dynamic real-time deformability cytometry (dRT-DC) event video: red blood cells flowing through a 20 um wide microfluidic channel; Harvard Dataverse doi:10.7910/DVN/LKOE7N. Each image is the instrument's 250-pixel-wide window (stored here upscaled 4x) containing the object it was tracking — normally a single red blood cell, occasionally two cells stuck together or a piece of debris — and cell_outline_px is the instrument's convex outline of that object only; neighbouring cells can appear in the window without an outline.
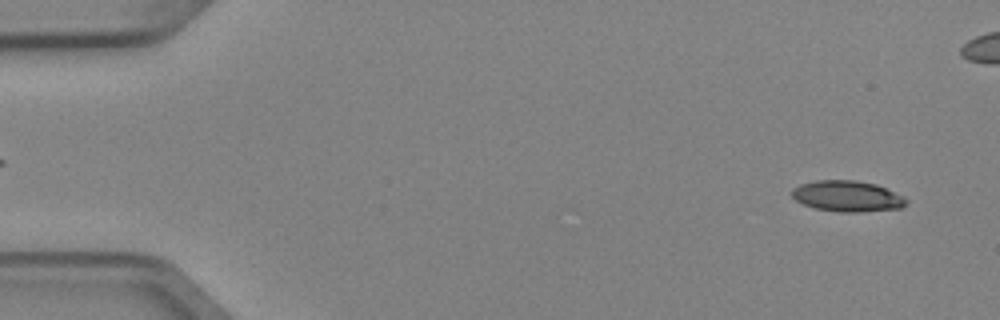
{"species": "Egyptian fruit bat (a non-hibernating species)", "species_latin": "Rousettus aegyptiacus", "temperature_condition": "cold", "stored_images_in_passage": 5, "camera_frame_rate_fps": 3000, "um_per_image_px": 0.085, "animal": {"sex": "female"}, "frame": {"image": 1, "passage_image": 5, "time_ms": 1.333, "image_size_px": [1000, 320], "cell_outline_px": [[908, 200], [900, 208], [860, 212], [840, 212], [816, 208], [804, 204], [796, 200], [792, 196], [792, 188], [800, 184], [816, 180], [856, 180], [876, 184], [904, 196]], "centroid_in_image_um": [72.02, 16.66], "position_along_channel_um": 13.0, "area_um2": 20.52}}